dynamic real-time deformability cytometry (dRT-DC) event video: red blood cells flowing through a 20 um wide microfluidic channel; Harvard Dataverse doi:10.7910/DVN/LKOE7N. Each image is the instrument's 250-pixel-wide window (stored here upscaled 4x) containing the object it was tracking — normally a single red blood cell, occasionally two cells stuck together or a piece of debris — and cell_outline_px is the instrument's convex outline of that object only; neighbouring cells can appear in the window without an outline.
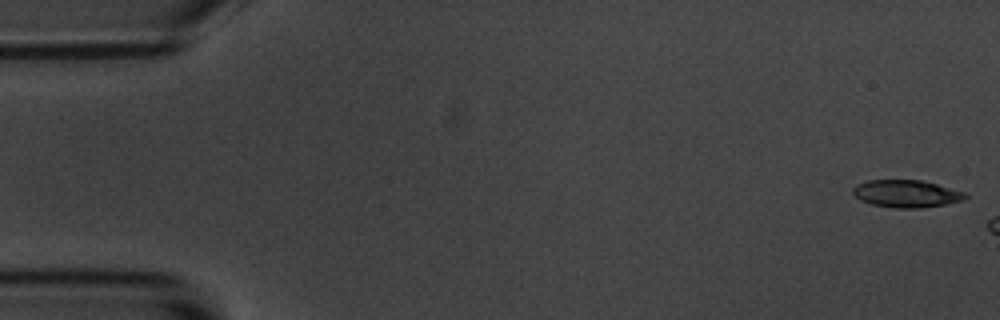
{"species": "common noctule bat (a hibernating species)", "species_latin": "Nyctalus noctula", "temperature_condition": "room temperature", "stored_images_in_passage": 3, "camera_frame_rate_fps": 3000, "um_per_image_px": 0.085, "animal": {"sex": "male", "body_mass_g": 20.1, "forearm_length_mm": 53.5}, "frame": {"image": 1, "passage_image": 1, "time_ms": 0.0, "image_size_px": [1000, 320], "cell_outline_px": [[968, 196], [964, 200], [944, 204], [920, 208], [896, 208], [872, 204], [860, 200], [852, 192], [852, 188], [856, 184], [868, 180], [920, 180], [968, 192]], "centroid_in_image_um": [77.06, 16.46], "position_along_channel_um": 7.9, "area_um2": 17.98}}